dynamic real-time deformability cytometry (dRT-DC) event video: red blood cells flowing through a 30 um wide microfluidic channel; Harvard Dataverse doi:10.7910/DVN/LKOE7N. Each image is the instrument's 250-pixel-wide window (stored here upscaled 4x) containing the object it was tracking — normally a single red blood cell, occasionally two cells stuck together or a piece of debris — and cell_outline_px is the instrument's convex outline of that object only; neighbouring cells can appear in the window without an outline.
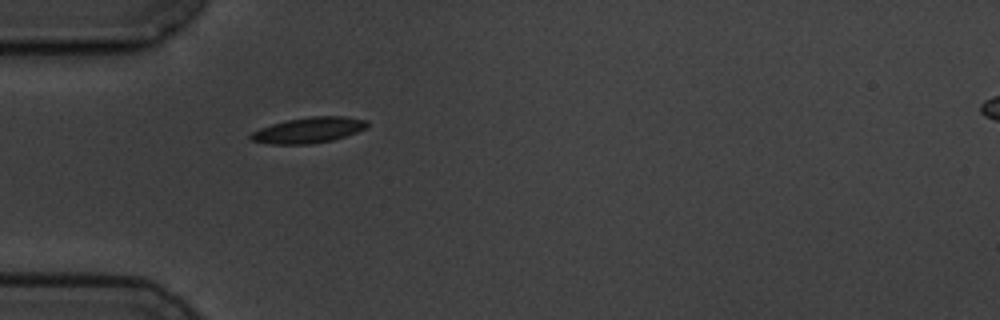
{"species": "common noctule bat (a hibernating species)", "species_latin": "Nyctalus noctula", "temperature_condition": "cold", "stored_images_in_passage": 2, "camera_frame_rate_fps": 3000, "um_per_image_px": 0.085, "animal": {"sex": "male", "body_mass_g": 19.5, "forearm_length_mm": 54.6}, "frame": {"image": 1, "passage_image": 2, "time_ms": 1.667, "image_size_px": [1000, 320], "cell_outline_px": [[368, 124], [364, 128], [356, 132], [332, 140], [312, 144], [268, 144], [252, 140], [248, 136], [252, 132], [260, 128], [272, 124], [288, 120], [312, 116], [344, 116], [368, 120]], "centroid_in_image_um": [26.21, 11.06], "position_along_channel_um": 58.8, "area_um2": 17.28}}